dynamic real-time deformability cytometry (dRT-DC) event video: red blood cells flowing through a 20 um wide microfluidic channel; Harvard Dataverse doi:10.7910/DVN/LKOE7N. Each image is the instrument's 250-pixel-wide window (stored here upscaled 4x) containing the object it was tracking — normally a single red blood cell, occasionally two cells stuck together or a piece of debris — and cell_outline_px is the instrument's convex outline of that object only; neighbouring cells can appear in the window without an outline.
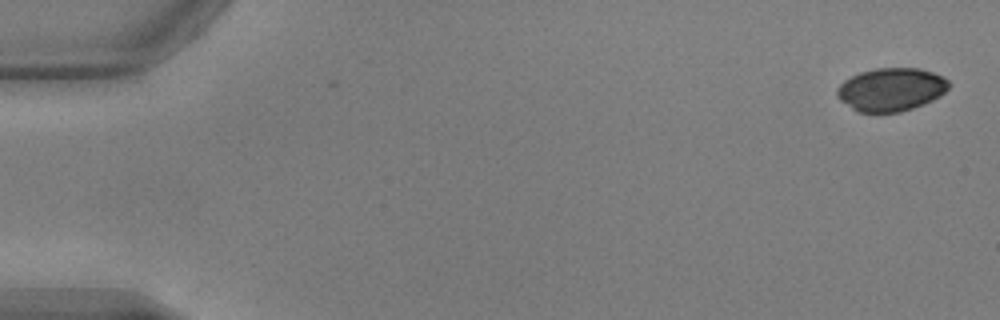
{"species": "common noctule bat (a hibernating species)", "species_latin": "Nyctalus noctula", "temperature_condition": "warm", "stored_images_in_passage": 2, "camera_frame_rate_fps": 3000, "um_per_image_px": 0.085, "animal": {"sex": "male", "body_mass_g": 17.9, "forearm_length_mm": 54.2}, "frame": {"image": 1, "passage_image": 1, "time_ms": 0.0, "image_size_px": [1000, 320], "cell_outline_px": [[948, 88], [940, 96], [924, 104], [900, 112], [856, 112], [840, 100], [836, 96], [836, 88], [844, 80], [860, 72], [876, 68], [920, 68], [944, 76], [948, 80]], "centroid_in_image_um": [75.72, 7.6], "position_along_channel_um": 9.3, "area_um2": 28.21}}